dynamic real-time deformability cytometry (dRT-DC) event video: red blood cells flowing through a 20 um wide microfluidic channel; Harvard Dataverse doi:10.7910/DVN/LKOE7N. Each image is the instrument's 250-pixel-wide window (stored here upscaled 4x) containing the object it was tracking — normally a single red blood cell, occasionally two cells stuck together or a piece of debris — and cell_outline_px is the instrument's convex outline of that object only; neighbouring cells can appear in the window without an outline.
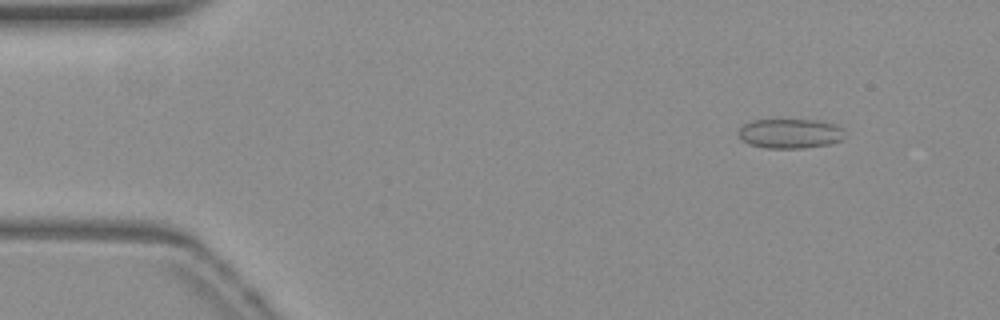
{"species": "common noctule bat (a hibernating species)", "species_latin": "Nyctalus noctula", "temperature_condition": "warm", "stored_images_in_passage": 52, "camera_frame_rate_fps": 3000, "um_per_image_px": 0.085, "animal": {"sex": "female", "body_mass_g": 19.3, "forearm_length_mm": 54.1}, "frame": {"image": 1, "passage_image": 4, "time_ms": 1.0, "image_size_px": [1000, 320], "cell_outline_px": [[840, 140], [828, 144], [800, 148], [768, 148], [752, 144], [744, 140], [740, 136], [740, 128], [744, 124], [752, 120], [820, 120], [836, 124], [840, 128]], "centroid_in_image_um": [67.14, 11.33], "position_along_channel_um": 17.9, "area_um2": 17.74}}
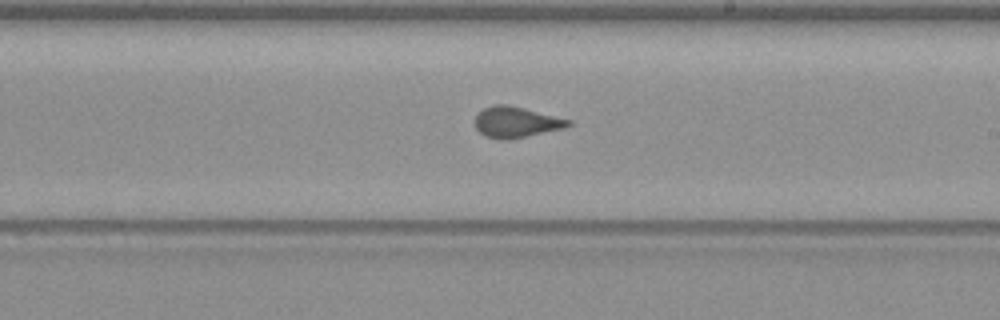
{"frame": {"image": 2, "passage_image": 29, "time_ms": 9.333, "image_size_px": [1000, 320], "cell_outline_px": [[572, 124], [564, 128], [504, 140], [500, 140], [488, 136], [480, 132], [476, 128], [476, 116], [484, 108], [496, 104], [508, 104], [572, 120]], "centroid_in_image_um": [43.88, 10.36], "position_along_channel_um": 245.1, "area_um2": 16.42}}
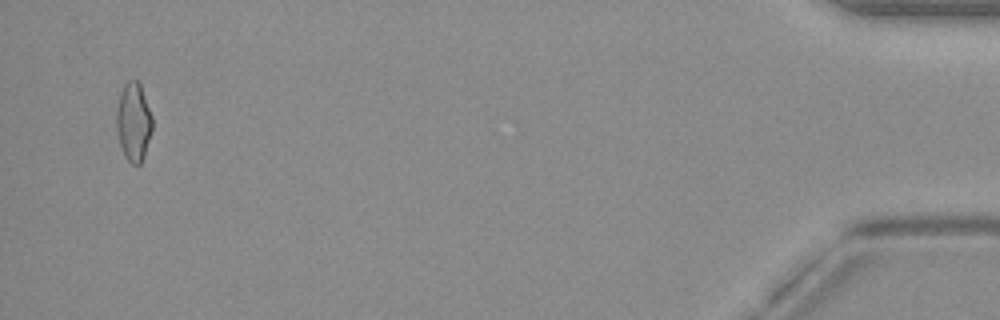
{"frame": {"image": 3, "passage_image": 50, "time_ms": 16.333, "image_size_px": [1000, 320], "cell_outline_px": [[152, 132], [144, 156], [140, 164], [132, 164], [124, 156], [120, 144], [116, 128], [116, 108], [120, 92], [124, 84], [128, 80], [136, 80], [140, 84], [152, 116]], "centroid_in_image_um": [11.34, 10.36], "position_along_channel_um": 423.9, "area_um2": 16.47}, "authors_computed_cell_mechanics": {"area_um2": 16.5886, "velocity_mm_per_s": 3.8506, "shape_relaxation_time_tau1_ms": null, "shape_relaxation_time_tau2_ms": 0.5611, "deformation_change_tau1": null, "deformation_change_tau2": 0.0787}}